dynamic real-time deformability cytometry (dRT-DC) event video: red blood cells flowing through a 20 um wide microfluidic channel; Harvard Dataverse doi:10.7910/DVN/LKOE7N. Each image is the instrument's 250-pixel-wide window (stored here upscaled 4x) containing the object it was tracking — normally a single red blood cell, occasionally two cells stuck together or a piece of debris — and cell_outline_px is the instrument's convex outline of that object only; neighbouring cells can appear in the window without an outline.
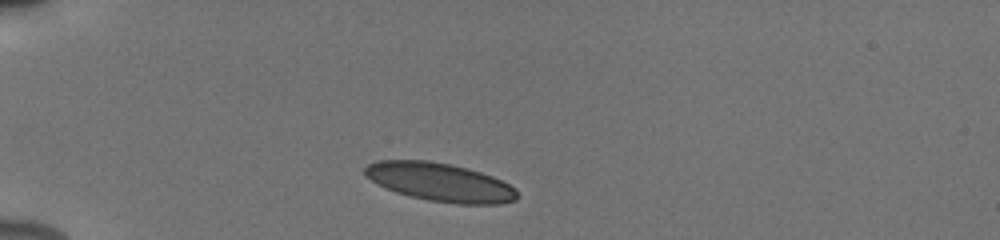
{"species": "human", "species_latin": "Homo sapiens", "temperature_condition": "cold", "stored_images_in_passage": 39, "camera_frame_rate_fps": 3000, "um_per_image_px": 0.085, "donor": {"sex": "male"}, "frame": {"image": 1, "passage_image": 1, "time_ms": 0.0, "image_size_px": [1000, 240], "cell_outline_px": [[516, 200], [500, 204], [456, 204], [428, 200], [396, 192], [376, 184], [364, 176], [364, 168], [368, 164], [376, 160], [428, 160], [468, 168], [492, 176], [516, 188]], "centroid_in_image_um": [37.36, 15.48], "position_along_channel_um": 47.6, "area_um2": 34.1}}
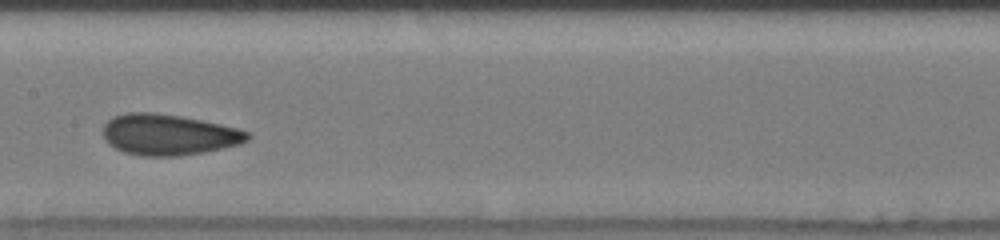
{"frame": {"image": 2, "passage_image": 15, "time_ms": 4.667, "image_size_px": [1000, 240], "cell_outline_px": [[252, 136], [248, 140], [240, 144], [204, 152], [180, 156], [140, 156], [124, 152], [108, 144], [104, 136], [104, 124], [112, 116], [128, 112], [152, 112], [180, 116], [240, 128], [248, 132]], "centroid_in_image_um": [14.34, 11.45], "position_along_channel_um": 193.1, "area_um2": 34.56}}
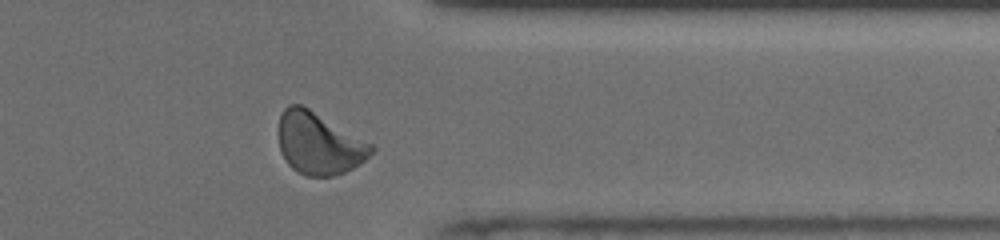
{"frame": {"image": 3, "passage_image": 30, "time_ms": 9.667, "image_size_px": [1000, 240], "cell_outline_px": [[376, 148], [360, 164], [344, 172], [332, 176], [304, 176], [292, 168], [288, 164], [280, 152], [280, 116], [284, 108], [288, 104], [300, 104], [308, 108], [372, 144]], "centroid_in_image_um": [27.1, 12.2], "position_along_channel_um": 384.3, "area_um2": 33.06}, "authors_computed_cell_mechanics": {"area_um2": 33.0616, "velocity_mm_per_s": 3.89, "shape_relaxation_time_tau1_ms": 4.5389, "shape_relaxation_time_tau2_ms": 1.0586, "deformation_change_tau1": 0.1179, "deformation_change_tau2": 0.0586}}